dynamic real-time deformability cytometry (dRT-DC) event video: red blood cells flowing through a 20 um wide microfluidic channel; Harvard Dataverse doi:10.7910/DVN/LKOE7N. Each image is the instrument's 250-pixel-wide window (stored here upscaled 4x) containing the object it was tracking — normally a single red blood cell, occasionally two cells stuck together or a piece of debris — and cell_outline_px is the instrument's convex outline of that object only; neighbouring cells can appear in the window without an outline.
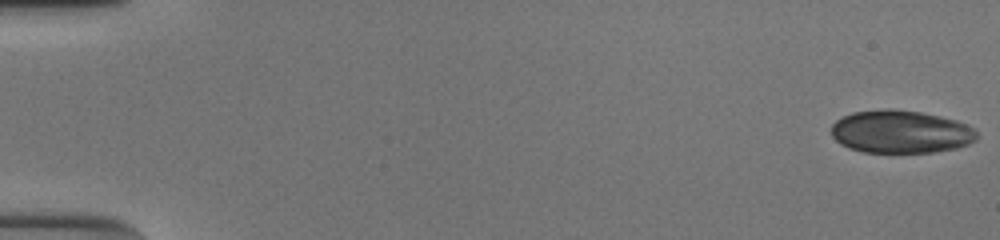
{"species": "human", "species_latin": "Homo sapiens", "temperature_condition": "cold", "stored_images_in_passage": 53, "camera_frame_rate_fps": 3000, "um_per_image_px": 0.085, "donor": {"sex": "male"}, "frame": {"image": 1, "passage_image": 1, "time_ms": 0.0, "image_size_px": [1000, 240], "cell_outline_px": [[976, 140], [968, 144], [956, 148], [932, 152], [864, 152], [848, 148], [840, 144], [832, 136], [832, 124], [836, 120], [852, 112], [920, 112], [940, 116], [956, 120], [968, 124], [976, 128]], "centroid_in_image_um": [76.6, 11.24], "position_along_channel_um": 8.4, "area_um2": 35.49}}
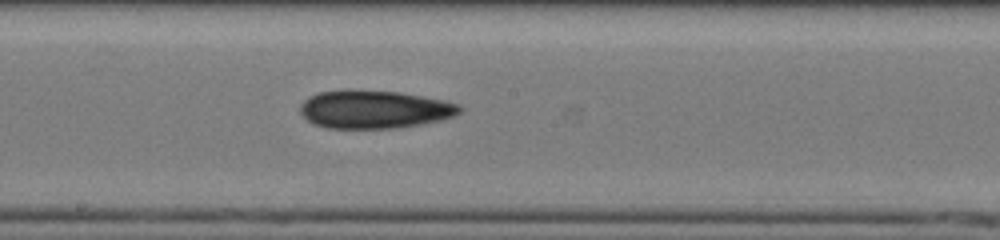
{"frame": {"image": 2, "passage_image": 30, "time_ms": 9.667, "image_size_px": [1000, 240], "cell_outline_px": [[464, 108], [456, 116], [440, 120], [420, 124], [396, 128], [328, 128], [312, 124], [300, 112], [300, 104], [308, 96], [320, 92], [400, 92], [444, 100], [460, 104]], "centroid_in_image_um": [31.87, 9.33], "position_along_channel_um": 216.3, "area_um2": 34.8}}
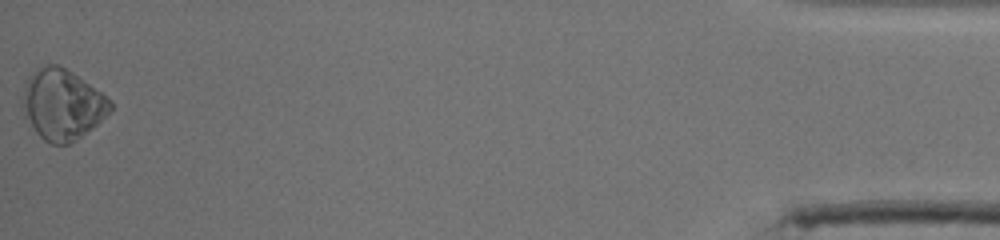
{"frame": {"image": 3, "passage_image": 53, "time_ms": 17.333, "image_size_px": [1000, 240], "cell_outline_px": [[112, 108], [92, 128], [76, 140], [68, 144], [52, 144], [44, 140], [36, 132], [24, 116], [24, 84], [28, 76], [40, 68], [48, 64], [60, 64], [72, 72], [100, 92], [112, 104]], "centroid_in_image_um": [5.27, 8.88], "position_along_channel_um": 429.9, "area_um2": 35.32}, "authors_computed_cell_mechanics": {"area_um2": 35.547, "velocity_mm_per_s": 3.9091, "shape_relaxation_time_tau1_ms": 2.9637, "shape_relaxation_time_tau2_ms": null, "deformation_change_tau1": 0.0709, "deformation_change_tau2": null}}